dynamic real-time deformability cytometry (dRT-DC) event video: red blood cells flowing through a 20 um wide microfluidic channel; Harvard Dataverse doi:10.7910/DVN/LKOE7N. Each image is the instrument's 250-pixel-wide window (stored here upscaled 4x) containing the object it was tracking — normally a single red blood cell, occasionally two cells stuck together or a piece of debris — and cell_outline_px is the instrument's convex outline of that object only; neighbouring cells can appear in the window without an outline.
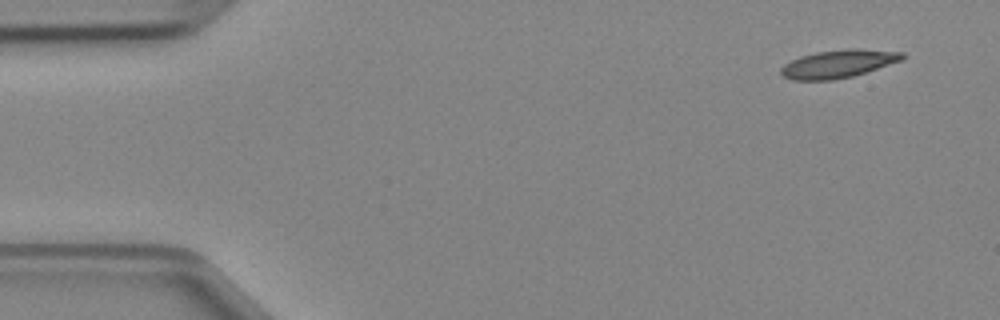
{"species": "Egyptian fruit bat (a non-hibernating species)", "species_latin": "Rousettus aegyptiacus", "temperature_condition": "cold", "stored_images_in_passage": 45, "camera_frame_rate_fps": 3000, "um_per_image_px": 0.085, "animal": {"sex": "female"}, "frame": {"image": 1, "passage_image": 1, "time_ms": 0.0, "image_size_px": [1000, 320], "cell_outline_px": [[908, 56], [904, 60], [852, 76], [832, 80], [792, 80], [784, 76], [780, 72], [780, 68], [784, 64], [800, 56], [816, 52], [848, 48], [856, 48], [904, 52]], "centroid_in_image_um": [71.3, 5.41], "position_along_channel_um": 13.7, "area_um2": 19.94}}
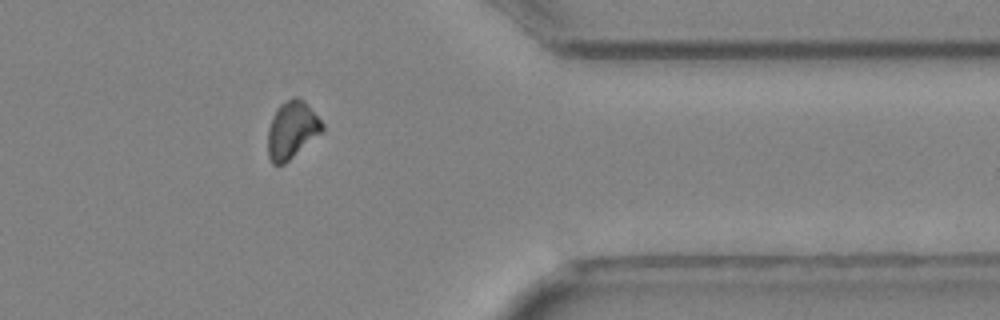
{"frame": {"image": 2, "passage_image": 36, "time_ms": 11.667, "image_size_px": [1000, 320], "cell_outline_px": [[324, 132], [284, 164], [272, 164], [268, 156], [268, 128], [272, 116], [276, 108], [280, 104], [292, 96], [296, 96], [304, 100], [324, 124]], "centroid_in_image_um": [24.82, 11.03], "position_along_channel_um": 386.6, "area_um2": 18.5}}
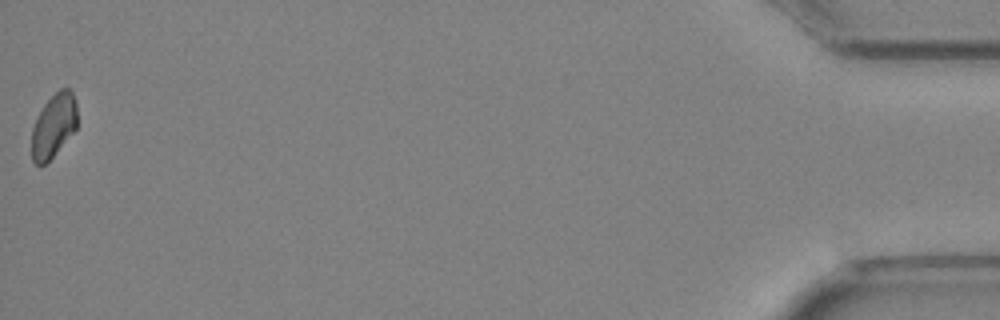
{"frame": {"image": 3, "passage_image": 45, "time_ms": 14.667, "image_size_px": [1000, 320], "cell_outline_px": [[76, 128], [52, 156], [44, 164], [36, 164], [32, 160], [32, 128], [44, 104], [60, 88], [68, 88], [72, 92], [76, 100]], "centroid_in_image_um": [4.56, 10.65], "position_along_channel_um": 430.6, "area_um2": 16.42}}